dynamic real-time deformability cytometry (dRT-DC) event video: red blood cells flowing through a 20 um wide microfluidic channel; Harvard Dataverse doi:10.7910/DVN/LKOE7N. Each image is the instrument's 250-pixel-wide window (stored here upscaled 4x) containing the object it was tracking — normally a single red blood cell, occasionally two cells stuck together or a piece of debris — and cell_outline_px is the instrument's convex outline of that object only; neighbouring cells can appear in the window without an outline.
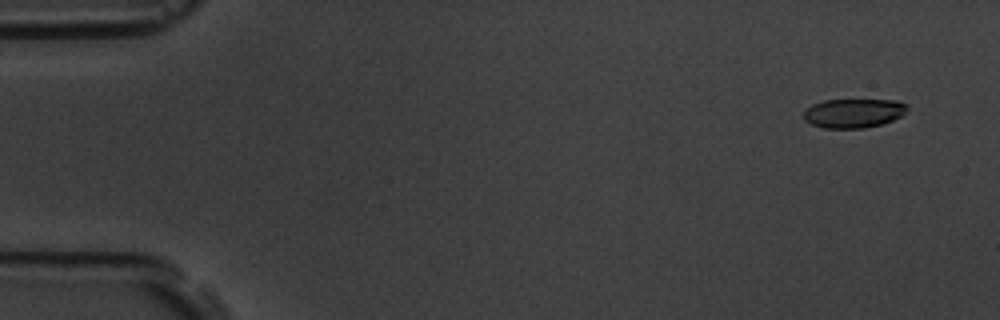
{"species": "common noctule bat (a hibernating species)", "species_latin": "Nyctalus noctula", "temperature_condition": "room temperature", "stored_images_in_passage": 5, "camera_frame_rate_fps": 3000, "um_per_image_px": 0.085, "animal": {"sex": "male", "body_mass_g": 19.5, "forearm_length_mm": 54.6}, "frame": {"image": 1, "passage_image": 1, "time_ms": 0.0, "image_size_px": [1000, 320], "cell_outline_px": [[908, 108], [900, 116], [892, 120], [880, 124], [864, 128], [824, 128], [812, 124], [804, 120], [804, 112], [812, 104], [824, 100], [896, 100], [908, 104]], "centroid_in_image_um": [72.55, 9.61], "position_along_channel_um": 12.5, "area_um2": 17.46}}